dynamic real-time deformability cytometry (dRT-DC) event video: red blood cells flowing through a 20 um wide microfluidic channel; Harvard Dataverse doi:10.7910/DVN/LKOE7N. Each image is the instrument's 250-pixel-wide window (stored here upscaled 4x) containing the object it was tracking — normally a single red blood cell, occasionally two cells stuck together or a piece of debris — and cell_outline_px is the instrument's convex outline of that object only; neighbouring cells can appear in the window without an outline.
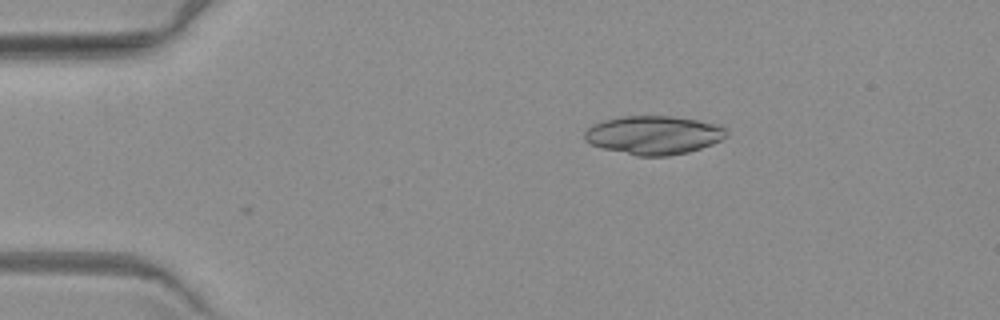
{"species": "common noctule bat (a hibernating species)", "species_latin": "Nyctalus noctula", "temperature_condition": "warm", "stored_images_in_passage": 6, "camera_frame_rate_fps": 3000, "um_per_image_px": 0.085, "animal": {"sex": "female", "body_mass_g": 19.3, "forearm_length_mm": 54.1}, "frame": {"image": 1, "passage_image": 6, "time_ms": 7.0, "image_size_px": [1000, 320], "cell_outline_px": [[728, 132], [720, 140], [712, 144], [688, 152], [668, 156], [636, 156], [604, 148], [592, 144], [584, 140], [584, 132], [588, 128], [604, 120], [624, 116], [672, 116], [696, 120], [716, 124], [724, 128]], "centroid_in_image_um": [55.55, 11.48], "position_along_channel_um": 29.4, "area_um2": 31.56}}